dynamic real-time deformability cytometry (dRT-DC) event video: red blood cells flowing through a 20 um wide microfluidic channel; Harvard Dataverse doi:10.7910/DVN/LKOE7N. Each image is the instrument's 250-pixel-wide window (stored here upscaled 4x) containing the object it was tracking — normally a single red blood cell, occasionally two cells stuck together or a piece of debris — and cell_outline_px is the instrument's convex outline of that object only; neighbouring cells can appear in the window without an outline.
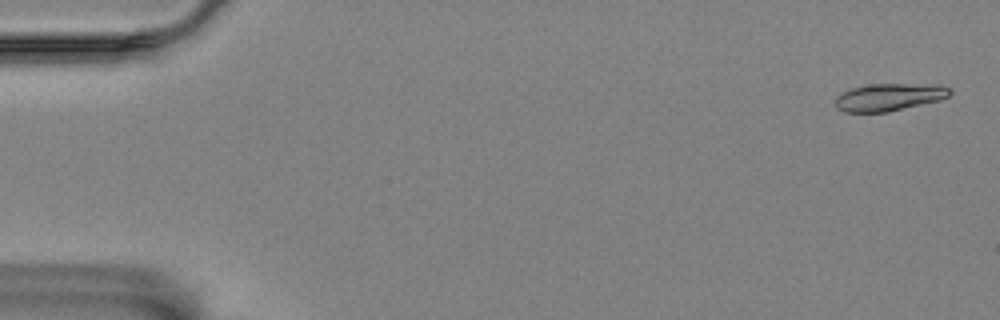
{"species": "Egyptian fruit bat (a non-hibernating species)", "species_latin": "Rousettus aegyptiacus", "temperature_condition": "room temperature", "stored_images_in_passage": 57, "camera_frame_rate_fps": 3000, "um_per_image_px": 0.085, "animal": {"sex": "female"}, "frame": {"image": 1, "passage_image": 2, "time_ms": 0.333, "image_size_px": [1000, 320], "cell_outline_px": [[952, 92], [948, 96], [940, 100], [888, 112], [844, 112], [836, 108], [836, 96], [840, 92], [852, 88], [868, 84], [940, 84], [952, 88]], "centroid_in_image_um": [75.59, 8.24], "position_along_channel_um": 9.4, "area_um2": 18.55}}
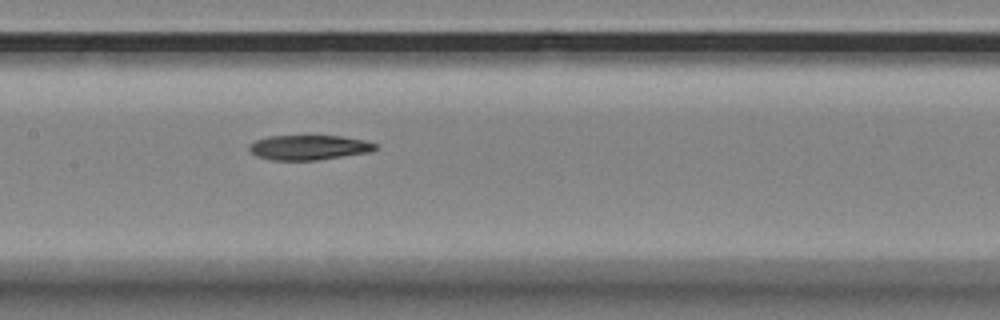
{"frame": {"image": 2, "passage_image": 28, "time_ms": 9.0, "image_size_px": [1000, 320], "cell_outline_px": [[376, 148], [372, 152], [316, 160], [272, 160], [256, 156], [248, 148], [248, 144], [256, 140], [268, 136], [340, 136], [364, 140], [376, 144]], "centroid_in_image_um": [26.24, 12.53], "position_along_channel_um": 181.2, "area_um2": 18.21}}
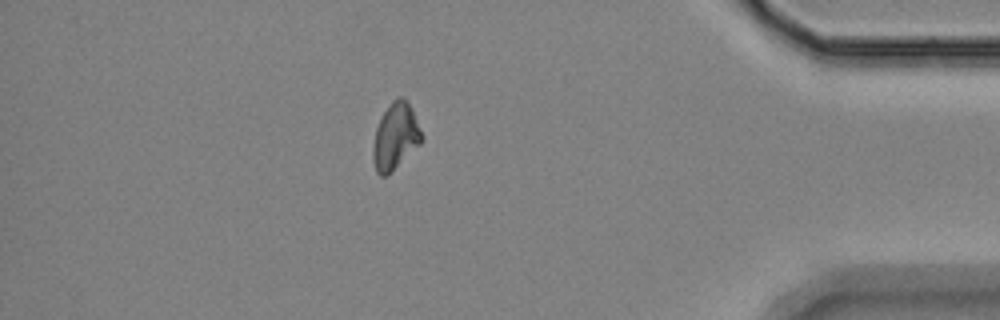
{"frame": {"image": 3, "passage_image": 50, "time_ms": 16.333, "image_size_px": [1000, 320], "cell_outline_px": [[420, 144], [384, 176], [380, 176], [376, 172], [372, 160], [372, 148], [376, 128], [384, 112], [392, 100], [396, 96], [404, 96], [412, 108], [420, 132]], "centroid_in_image_um": [33.56, 11.55], "position_along_channel_um": 401.6, "area_um2": 18.26}}